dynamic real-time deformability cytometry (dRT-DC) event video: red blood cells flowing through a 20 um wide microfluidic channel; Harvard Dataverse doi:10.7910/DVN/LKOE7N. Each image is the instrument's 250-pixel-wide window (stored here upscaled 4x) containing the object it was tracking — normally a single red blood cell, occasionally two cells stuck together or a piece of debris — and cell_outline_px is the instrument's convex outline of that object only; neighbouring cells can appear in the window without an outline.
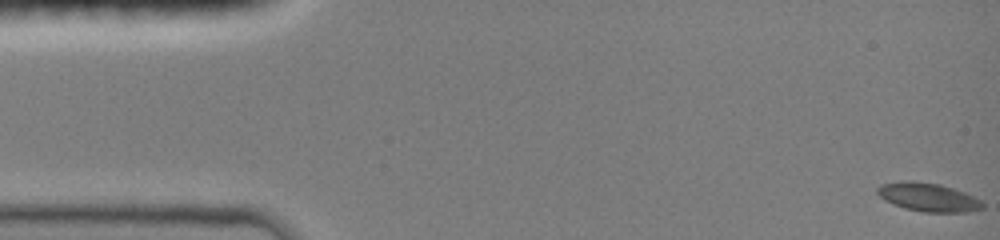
{"species": "common noctule bat (a hibernating species)", "species_latin": "Nyctalus noctula", "temperature_condition": "room temperature", "stored_images_in_passage": 7, "camera_frame_rate_fps": 3000, "um_per_image_px": 0.085, "animal": {"sex": "female", "body_mass_g": 19.0, "forearm_length_mm": 51.5}, "frame": {"image": 1, "passage_image": 1, "time_ms": 0.0, "image_size_px": [1000, 240], "cell_outline_px": [[984, 208], [968, 212], [924, 212], [904, 208], [892, 204], [884, 200], [876, 192], [876, 188], [880, 184], [904, 180], [912, 180], [940, 184], [964, 192], [980, 200], [984, 204]], "centroid_in_image_um": [78.86, 16.75], "position_along_channel_um": 6.1, "area_um2": 17.63}}
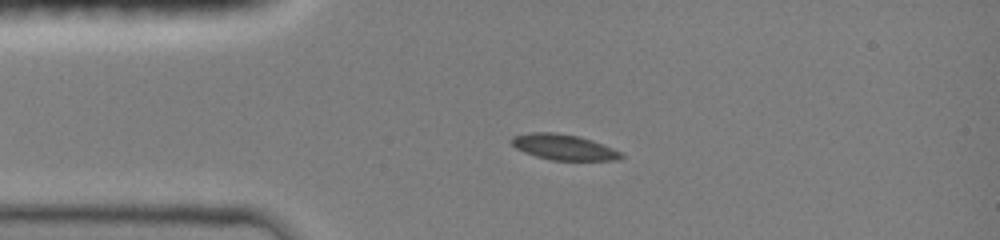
{"frame": {"image": 2, "passage_image": 6, "time_ms": 1.667, "image_size_px": [1000, 240], "cell_outline_px": [[624, 156], [620, 160], [552, 160], [536, 156], [524, 152], [516, 148], [512, 144], [512, 136], [532, 132], [556, 132], [580, 136], [592, 140], [612, 148], [620, 152]], "centroid_in_image_um": [47.92, 12.5], "position_along_channel_um": 37.1, "area_um2": 16.3}}